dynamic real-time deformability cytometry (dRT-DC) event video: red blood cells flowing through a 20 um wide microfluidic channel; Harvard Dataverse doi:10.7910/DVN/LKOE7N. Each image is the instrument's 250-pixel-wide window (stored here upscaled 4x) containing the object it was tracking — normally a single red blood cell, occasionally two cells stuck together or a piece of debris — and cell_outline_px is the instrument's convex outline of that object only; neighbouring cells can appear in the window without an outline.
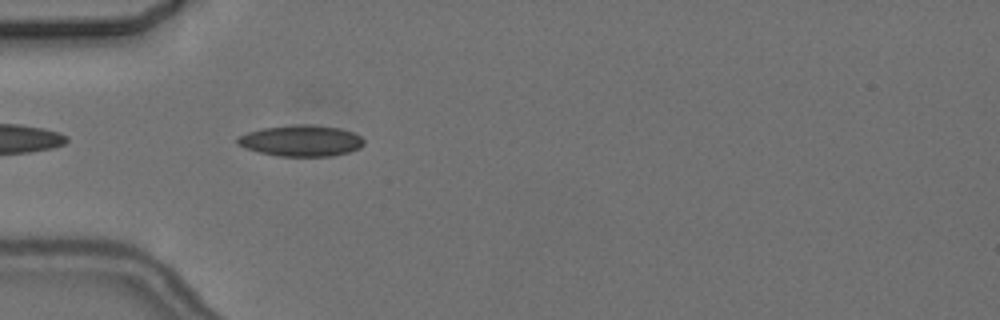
{"species": "common noctule bat (a hibernating species)", "species_latin": "Nyctalus noctula", "temperature_condition": "cold", "stored_images_in_passage": 6, "camera_frame_rate_fps": 3000, "um_per_image_px": 0.085, "animal": {"sex": "female", "body_mass_g": 24.6, "forearm_length_mm": 56.2}, "frame": {"image": 1, "passage_image": 6, "time_ms": 5.667, "image_size_px": [1000, 320], "cell_outline_px": [[364, 144], [360, 148], [348, 152], [332, 156], [280, 156], [260, 152], [244, 148], [236, 144], [236, 136], [248, 132], [264, 128], [292, 124], [308, 124], [340, 128], [352, 132], [360, 136], [364, 140]], "centroid_in_image_um": [25.57, 11.96], "position_along_channel_um": 59.4, "area_um2": 23.06}}